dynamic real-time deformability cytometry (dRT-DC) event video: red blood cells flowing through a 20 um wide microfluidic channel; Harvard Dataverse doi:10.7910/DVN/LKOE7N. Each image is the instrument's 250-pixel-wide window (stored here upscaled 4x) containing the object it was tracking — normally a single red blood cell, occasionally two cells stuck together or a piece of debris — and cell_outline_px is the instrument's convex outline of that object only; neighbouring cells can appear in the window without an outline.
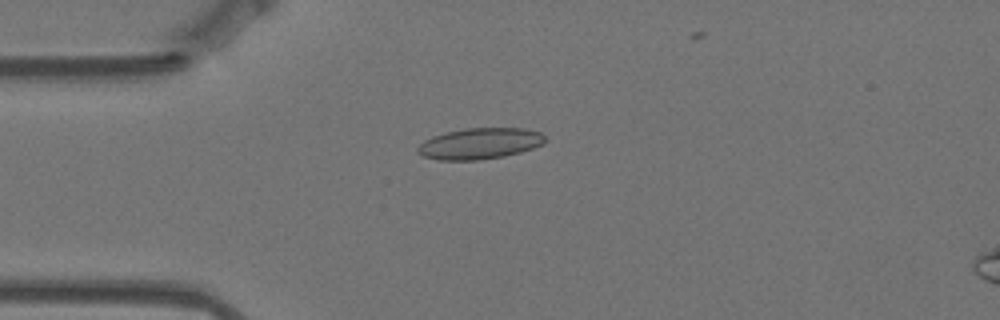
{"species": "Egyptian fruit bat (a non-hibernating species)", "species_latin": "Rousettus aegyptiacus", "temperature_condition": "warm", "stored_images_in_passage": 37, "camera_frame_rate_fps": 3000, "um_per_image_px": 0.085, "animal": {"sex": "female"}, "frame": {"image": 1, "passage_image": 1, "time_ms": 0.0, "image_size_px": [1000, 320], "cell_outline_px": [[544, 144], [520, 152], [504, 156], [480, 160], [440, 160], [424, 156], [416, 152], [416, 148], [424, 140], [432, 136], [464, 128], [524, 128], [540, 132], [544, 136]], "centroid_in_image_um": [40.76, 12.2], "position_along_channel_um": 44.2, "area_um2": 23.06}}
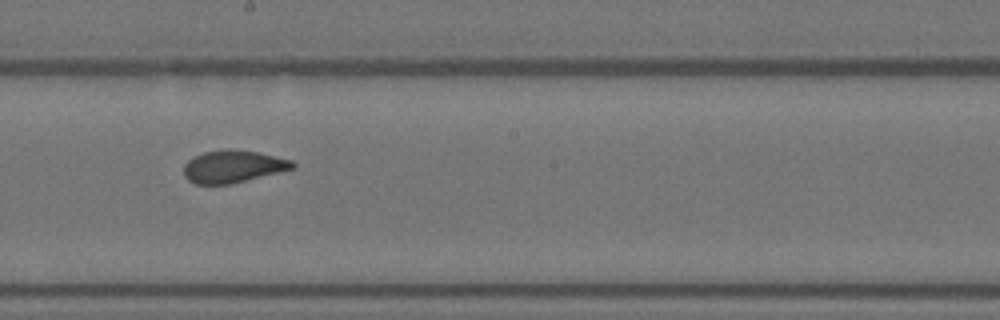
{"frame": {"image": 2, "passage_image": 18, "time_ms": 5.667, "image_size_px": [1000, 320], "cell_outline_px": [[296, 168], [232, 184], [196, 184], [188, 180], [184, 176], [184, 164], [188, 160], [204, 152], [228, 148], [260, 152], [292, 160], [296, 164]], "centroid_in_image_um": [19.84, 14.15], "position_along_channel_um": 228.4, "area_um2": 20.75}}
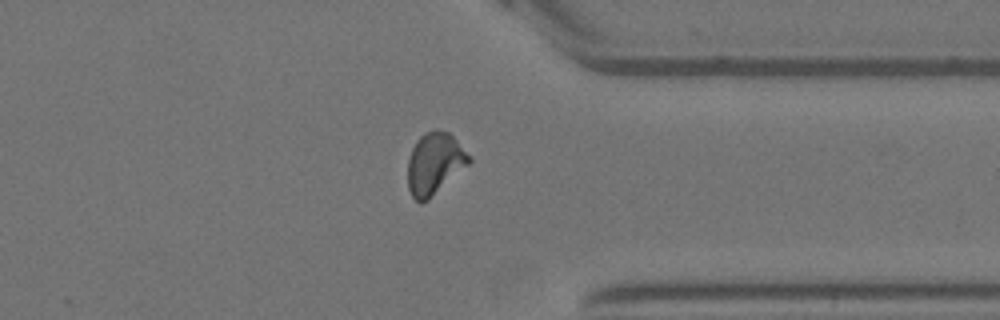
{"frame": {"image": 3, "passage_image": 31, "time_ms": 10.0, "image_size_px": [1000, 320], "cell_outline_px": [[472, 160], [468, 164], [428, 200], [420, 204], [412, 196], [408, 188], [408, 160], [412, 148], [416, 140], [424, 132], [436, 128], [448, 132], [472, 156]], "centroid_in_image_um": [36.93, 13.88], "position_along_channel_um": 374.5, "area_um2": 22.08}, "authors_computed_cell_mechanics": {"area_um2": 21.0392, "velocity_mm_per_s": 3.5064, "shape_relaxation_time_tau1_ms": null, "shape_relaxation_time_tau2_ms": 0.9518, "deformation_change_tau1": null, "deformation_change_tau2": 0.0649}}